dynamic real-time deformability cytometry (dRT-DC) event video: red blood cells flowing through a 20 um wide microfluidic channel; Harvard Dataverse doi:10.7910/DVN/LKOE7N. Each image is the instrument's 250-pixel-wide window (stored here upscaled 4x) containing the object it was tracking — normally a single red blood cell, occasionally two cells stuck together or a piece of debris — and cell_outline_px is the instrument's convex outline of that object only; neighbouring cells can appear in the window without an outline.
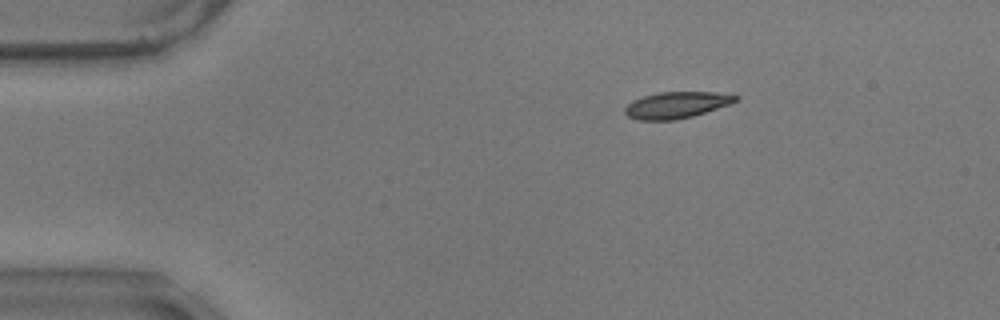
{"species": "common noctule bat (a hibernating species)", "species_latin": "Nyctalus noctula", "temperature_condition": "warm", "stored_images_in_passage": 41, "camera_frame_rate_fps": 3000, "um_per_image_px": 0.085, "animal": {"sex": "male", "body_mass_g": 17.9}, "frame": {"image": 1, "passage_image": 1, "time_ms": 0.0, "image_size_px": [1000, 320], "cell_outline_px": [[740, 96], [736, 100], [728, 104], [692, 116], [676, 120], [640, 120], [628, 116], [624, 112], [624, 108], [632, 100], [656, 92], [716, 92]], "centroid_in_image_um": [57.45, 8.92], "position_along_channel_um": 27.5, "area_um2": 16.88}}
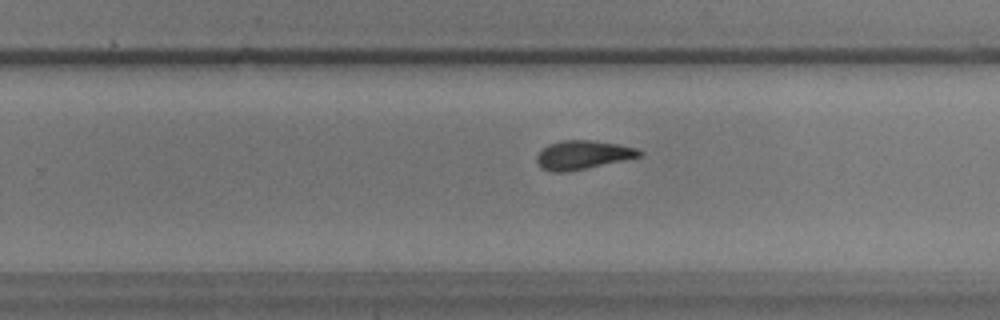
{"frame": {"image": 2, "passage_image": 28, "time_ms": 9.0, "image_size_px": [1000, 320], "cell_outline_px": [[644, 152], [640, 156], [624, 160], [568, 172], [552, 172], [540, 168], [536, 164], [536, 156], [548, 144], [560, 140], [592, 140], [620, 144], [636, 148]], "centroid_in_image_um": [49.51, 13.17], "position_along_channel_um": 280.3, "area_um2": 17.34}}
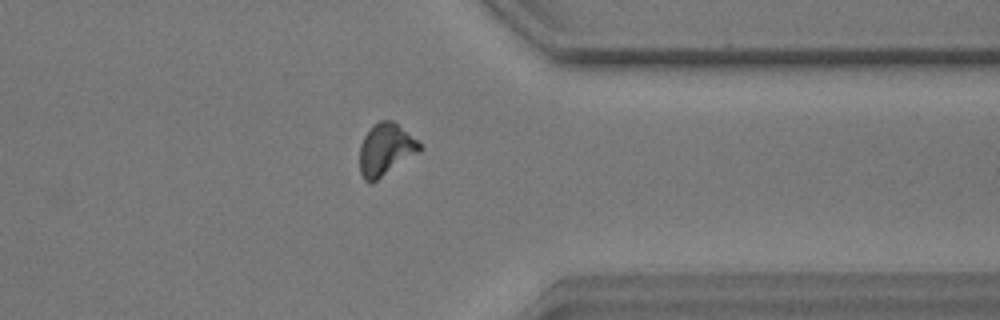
{"frame": {"image": 3, "passage_image": 37, "time_ms": 12.0, "image_size_px": [1000, 320], "cell_outline_px": [[424, 148], [420, 152], [372, 184], [368, 184], [364, 180], [360, 172], [360, 144], [364, 136], [372, 124], [380, 120], [392, 120], [416, 140]], "centroid_in_image_um": [32.76, 12.74], "position_along_channel_um": 378.6, "area_um2": 18.38}, "authors_computed_cell_mechanics": {"area_um2": 17.7446, "velocity_mm_per_s": 3.4906, "shape_relaxation_time_tau1_ms": null, "shape_relaxation_time_tau2_ms": 1.7992, "deformation_change_tau1": null, "deformation_change_tau2": 0.079}}